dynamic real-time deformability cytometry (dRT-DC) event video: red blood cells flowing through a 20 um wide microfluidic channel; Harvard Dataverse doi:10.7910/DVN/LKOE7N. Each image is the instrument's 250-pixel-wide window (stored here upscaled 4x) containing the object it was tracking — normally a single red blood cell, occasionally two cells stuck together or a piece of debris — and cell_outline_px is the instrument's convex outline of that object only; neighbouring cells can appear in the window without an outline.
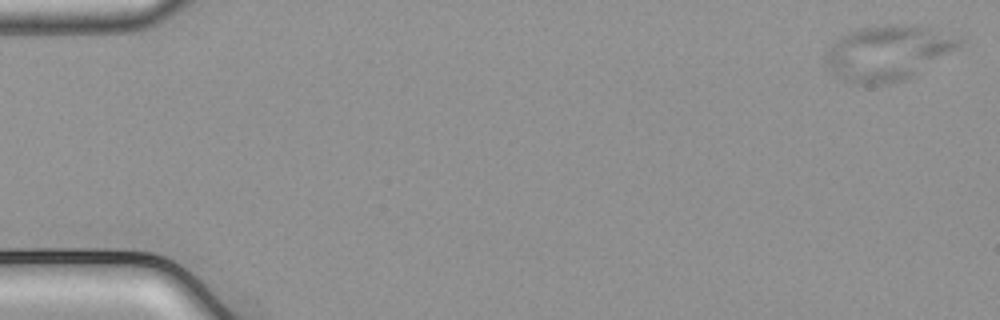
{"species": "common noctule bat (a hibernating species)", "species_latin": "Nyctalus noctula", "temperature_condition": "cold", "stored_images_in_passage": 53, "camera_frame_rate_fps": 3000, "um_per_image_px": 0.085, "animal": {"sex": "male", "body_mass_g": 21.5, "forearm_length_mm": 52.0}, "frame": {"image": 1, "passage_image": 1, "time_ms": 0.0, "image_size_px": [1000, 320], "cell_outline_px": [[968, 36], [956, 48], [908, 80], [892, 84], [864, 84], [844, 80], [832, 72], [828, 68], [824, 60], [824, 56], [828, 48], [840, 36], [856, 28], [884, 24], [916, 24]], "centroid_in_image_um": [75.53, 4.45], "position_along_channel_um": 9.5, "area_um2": 43.7}}
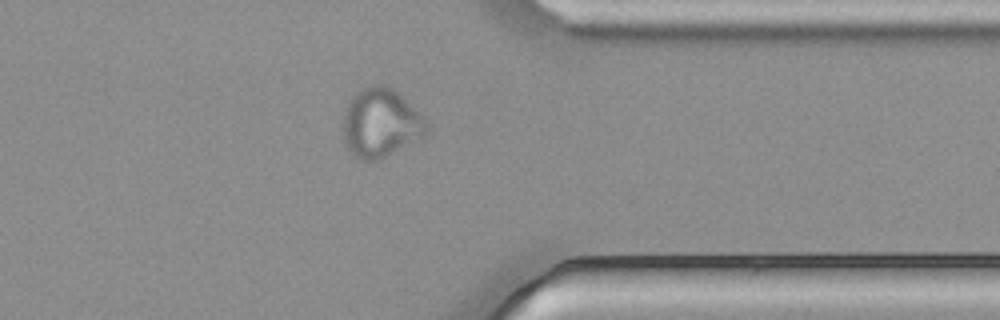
{"frame": {"image": 2, "passage_image": 42, "time_ms": 13.667, "image_size_px": [1000, 320], "cell_outline_px": [[428, 132], [424, 136], [376, 160], [364, 160], [356, 156], [344, 144], [344, 108], [348, 100], [356, 92], [372, 84], [384, 84], [392, 88], [424, 116], [428, 120]], "centroid_in_image_um": [32.36, 10.41], "position_along_channel_um": 379.0, "area_um2": 33.23}}
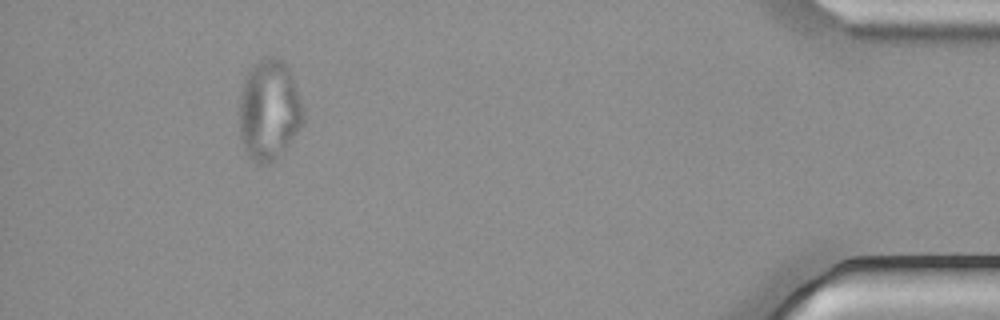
{"frame": {"image": 3, "passage_image": 49, "time_ms": 16.0, "image_size_px": [1000, 320], "cell_outline_px": [[304, 124], [284, 152], [268, 164], [256, 164], [248, 156], [240, 140], [240, 96], [244, 80], [248, 72], [260, 60], [272, 56], [284, 60], [288, 64], [304, 108]], "centroid_in_image_um": [22.91, 9.39], "position_along_channel_um": 412.3, "area_um2": 37.97}}